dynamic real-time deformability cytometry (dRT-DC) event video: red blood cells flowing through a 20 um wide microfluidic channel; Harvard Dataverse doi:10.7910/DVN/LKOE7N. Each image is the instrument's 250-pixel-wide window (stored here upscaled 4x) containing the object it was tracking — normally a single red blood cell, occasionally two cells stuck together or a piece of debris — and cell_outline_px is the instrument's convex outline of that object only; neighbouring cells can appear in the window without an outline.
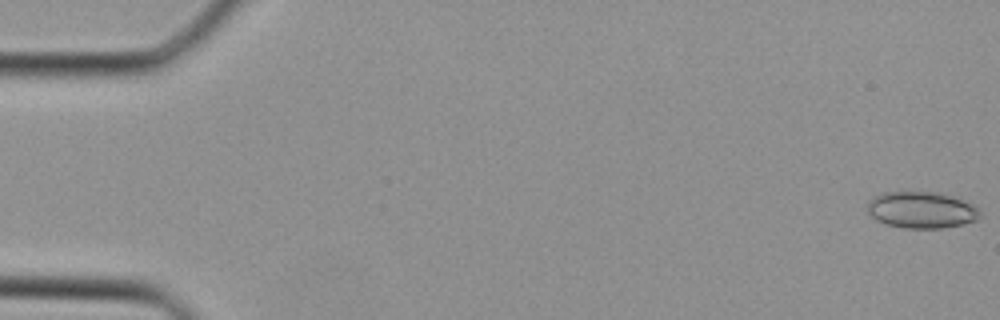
{"species": "Egyptian fruit bat (a non-hibernating species)", "species_latin": "Rousettus aegyptiacus", "temperature_condition": "cold", "stored_images_in_passage": 38, "camera_frame_rate_fps": 3000, "um_per_image_px": 0.085, "animal": {"sex": "female"}, "frame": {"image": 1, "passage_image": 1, "time_ms": 0.0, "image_size_px": [1000, 320], "cell_outline_px": [[980, 216], [976, 220], [964, 224], [944, 228], [900, 228], [884, 224], [876, 220], [868, 212], [868, 200], [884, 192], [936, 192], [952, 196], [972, 204], [980, 208]], "centroid_in_image_um": [78.33, 17.86], "position_along_channel_um": 6.7, "area_um2": 24.1}}
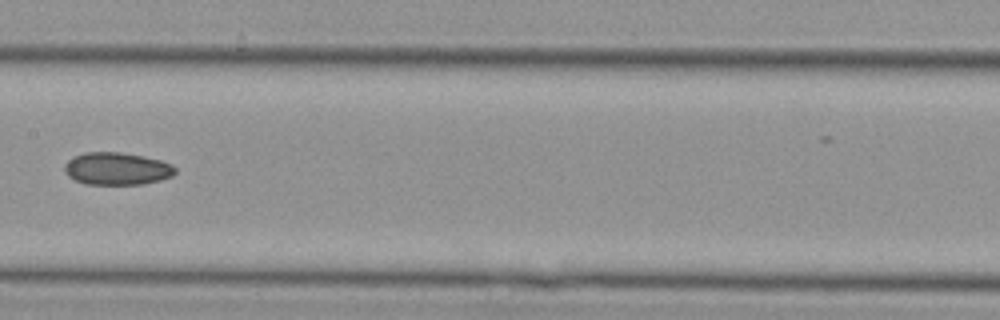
{"frame": {"image": 2, "passage_image": 20, "time_ms": 6.333, "image_size_px": [1000, 320], "cell_outline_px": [[176, 172], [172, 176], [160, 180], [144, 184], [84, 184], [68, 176], [64, 172], [64, 164], [72, 156], [84, 152], [120, 152], [144, 156], [160, 160], [172, 164], [176, 168]], "centroid_in_image_um": [9.92, 14.33], "position_along_channel_um": 197.5, "area_um2": 21.15}}
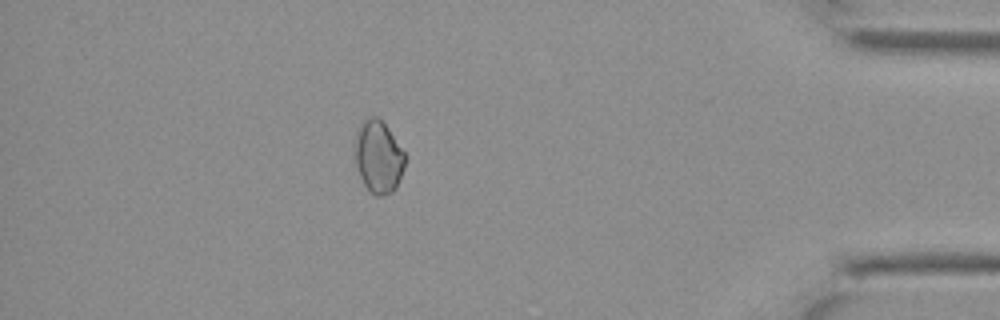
{"frame": {"image": 3, "passage_image": 34, "time_ms": 11.0, "image_size_px": [1000, 320], "cell_outline_px": [[404, 168], [396, 188], [392, 192], [384, 196], [376, 196], [364, 184], [360, 176], [352, 156], [352, 144], [356, 128], [368, 116], [376, 116], [388, 128], [404, 152]], "centroid_in_image_um": [32.09, 13.3], "position_along_channel_um": 403.1, "area_um2": 21.62}}